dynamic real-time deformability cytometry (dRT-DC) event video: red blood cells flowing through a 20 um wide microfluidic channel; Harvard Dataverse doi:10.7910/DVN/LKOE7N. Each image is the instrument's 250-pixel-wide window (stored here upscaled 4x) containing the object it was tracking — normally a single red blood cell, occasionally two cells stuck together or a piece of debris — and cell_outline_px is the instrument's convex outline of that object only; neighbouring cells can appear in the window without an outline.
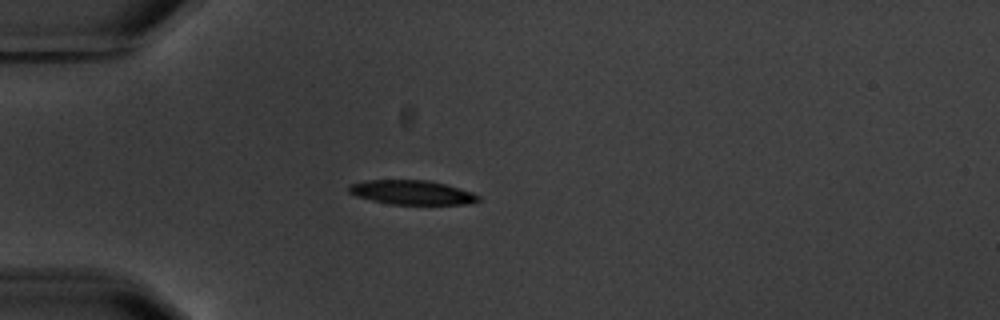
{"species": "common noctule bat (a hibernating species)", "species_latin": "Nyctalus noctula", "temperature_condition": "warm", "stored_images_in_passage": 4, "camera_frame_rate_fps": 3000, "um_per_image_px": 0.085, "animal": {"sex": "male", "body_mass_g": 20.1, "forearm_length_mm": 53.5}, "frame": {"image": 1, "passage_image": 4, "time_ms": 4.0, "image_size_px": [1000, 320], "cell_outline_px": [[480, 200], [468, 204], [392, 204], [372, 200], [356, 196], [348, 192], [348, 184], [368, 180], [428, 180], [444, 184], [472, 192], [480, 196]], "centroid_in_image_um": [34.99, 16.35], "position_along_channel_um": 50.0, "area_um2": 18.21}}